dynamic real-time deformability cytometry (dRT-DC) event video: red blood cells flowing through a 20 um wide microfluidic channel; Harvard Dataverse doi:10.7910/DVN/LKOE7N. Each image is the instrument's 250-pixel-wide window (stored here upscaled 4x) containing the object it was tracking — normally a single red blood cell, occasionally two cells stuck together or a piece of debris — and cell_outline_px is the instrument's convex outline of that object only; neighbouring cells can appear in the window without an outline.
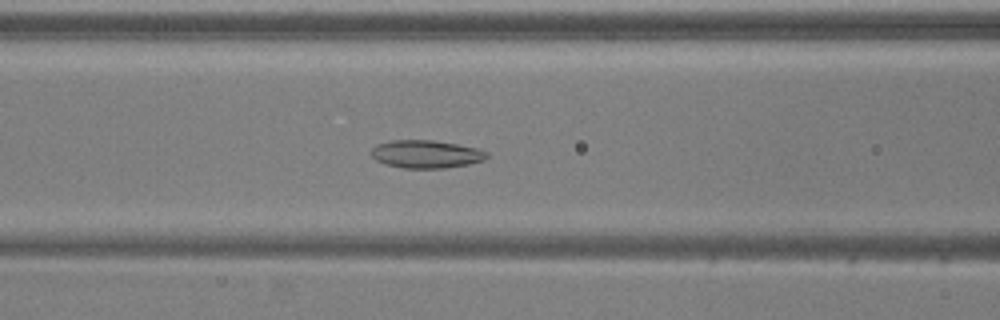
{"species": "common noctule bat (a hibernating species)", "species_latin": "Nyctalus noctula", "temperature_condition": "warm", "stored_images_in_passage": 39, "camera_frame_rate_fps": 3000, "um_per_image_px": 0.085, "animal": {"sex": "male", "body_mass_g": 20.5, "forearm_length_mm": 52.5}, "frame": {"image": 1, "passage_image": 8, "time_ms": 2.333, "image_size_px": [1000, 320], "cell_outline_px": [[488, 156], [484, 160], [468, 164], [444, 168], [404, 168], [384, 164], [376, 160], [372, 156], [372, 148], [376, 144], [392, 140], [432, 140], [456, 144], [476, 148], [488, 152]], "centroid_in_image_um": [36.2, 13.1], "position_along_channel_um": 130.4, "area_um2": 18.73}}
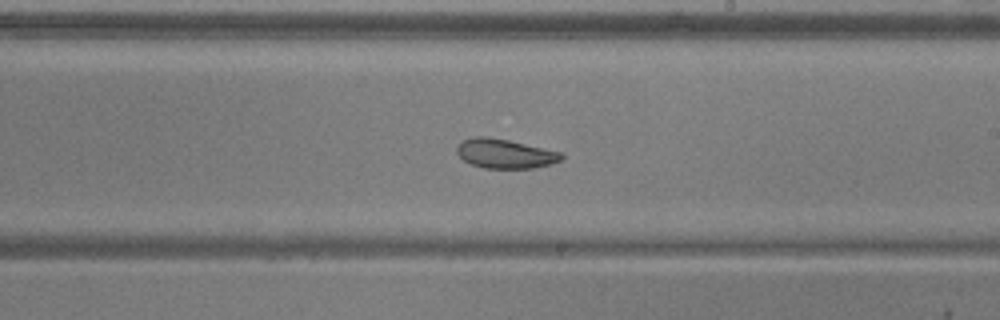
{"frame": {"image": 2, "passage_image": 17, "time_ms": 5.333, "image_size_px": [1000, 320], "cell_outline_px": [[564, 156], [560, 160], [552, 164], [536, 168], [484, 168], [472, 164], [464, 160], [456, 152], [456, 148], [464, 140], [476, 136], [484, 136], [508, 140], [564, 152]], "centroid_in_image_um": [42.98, 13.06], "position_along_channel_um": 246.0, "area_um2": 17.86}}
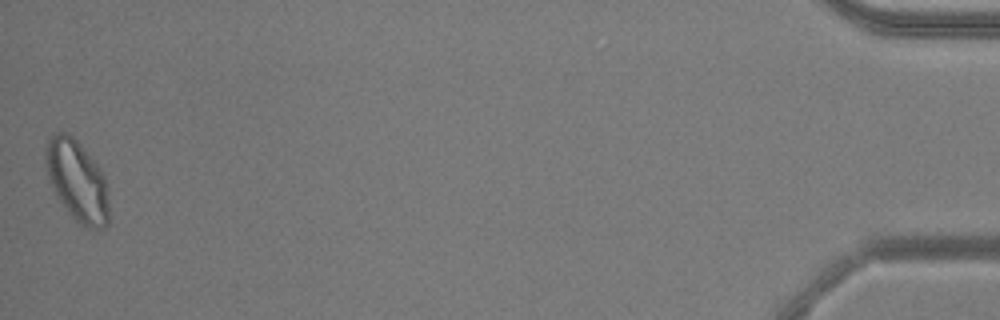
{"frame": {"image": 3, "passage_image": 39, "time_ms": 12.667, "image_size_px": [1000, 320], "cell_outline_px": [[108, 224], [104, 228], [92, 228], [76, 220], [68, 212], [56, 196], [48, 180], [44, 156], [44, 148], [48, 136], [56, 132], [68, 132], [80, 144], [100, 168], [104, 176], [108, 204]], "centroid_in_image_um": [6.5, 15.31], "position_along_channel_um": 428.7, "area_um2": 29.82}, "authors_computed_cell_mechanics": {"area_um2": 19.7676, "velocity_mm_per_s": 3.8592, "shape_relaxation_time_tau1_ms": null, "shape_relaxation_time_tau2_ms": 6.2405, "deformation_change_tau1": null, "deformation_change_tau2": 0.0975}}